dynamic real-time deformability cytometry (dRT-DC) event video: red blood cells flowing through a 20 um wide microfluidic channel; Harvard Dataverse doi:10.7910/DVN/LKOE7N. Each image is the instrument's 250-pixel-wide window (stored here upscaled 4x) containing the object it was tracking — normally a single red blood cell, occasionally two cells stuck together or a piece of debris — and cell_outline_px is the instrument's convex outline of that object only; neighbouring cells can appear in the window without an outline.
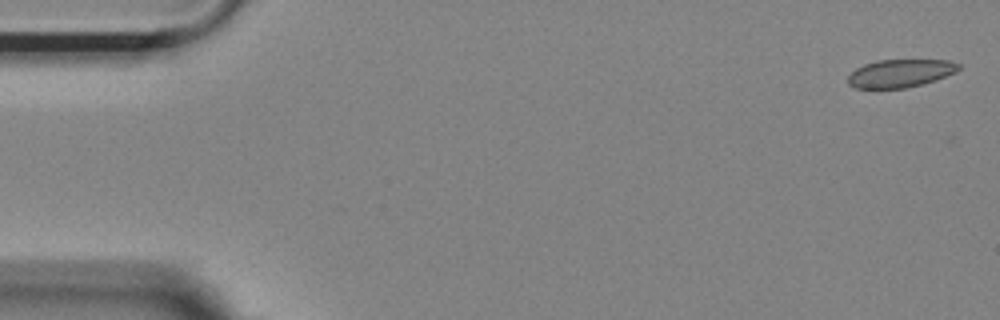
{"species": "Egyptian fruit bat (a non-hibernating species)", "species_latin": "Rousettus aegyptiacus", "temperature_condition": "room temperature", "stored_images_in_passage": 51, "camera_frame_rate_fps": 3000, "um_per_image_px": 0.085, "animal": {"sex": "female"}, "frame": {"image": 1, "passage_image": 1, "time_ms": 0.0, "image_size_px": [1000, 320], "cell_outline_px": [[960, 68], [956, 72], [936, 80], [904, 88], [852, 88], [848, 84], [848, 76], [856, 68], [864, 64], [876, 60], [948, 60], [960, 64]], "centroid_in_image_um": [76.51, 6.23], "position_along_channel_um": 8.5, "area_um2": 18.03}}
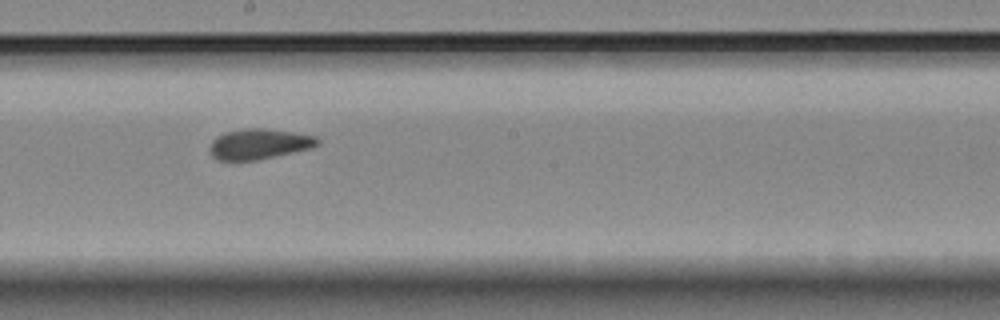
{"frame": {"image": 2, "passage_image": 29, "time_ms": 9.333, "image_size_px": [1000, 320], "cell_outline_px": [[320, 144], [312, 148], [256, 160], [216, 160], [212, 156], [208, 148], [212, 140], [216, 136], [224, 132], [248, 128], [264, 128], [292, 132], [316, 136], [320, 140]], "centroid_in_image_um": [22.01, 12.24], "position_along_channel_um": 226.2, "area_um2": 19.19}}
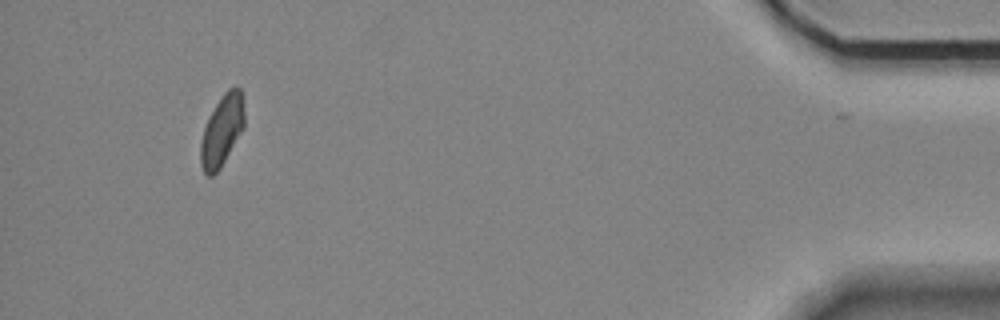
{"frame": {"image": 3, "passage_image": 50, "time_ms": 16.333, "image_size_px": [1000, 320], "cell_outline_px": [[244, 128], [220, 168], [212, 176], [208, 176], [204, 172], [200, 164], [200, 144], [204, 128], [208, 116], [224, 92], [228, 88], [240, 88], [244, 96]], "centroid_in_image_um": [18.87, 11.08], "position_along_channel_um": 416.3, "area_um2": 18.21}, "authors_computed_cell_mechanics": {"area_um2": 19.0162, "velocity_mm_per_s": 3.6922, "shape_relaxation_time_tau1_ms": 7.3924, "shape_relaxation_time_tau2_ms": 2.1227, "deformation_change_tau1": 0.1031, "deformation_change_tau2": 0.0666}}